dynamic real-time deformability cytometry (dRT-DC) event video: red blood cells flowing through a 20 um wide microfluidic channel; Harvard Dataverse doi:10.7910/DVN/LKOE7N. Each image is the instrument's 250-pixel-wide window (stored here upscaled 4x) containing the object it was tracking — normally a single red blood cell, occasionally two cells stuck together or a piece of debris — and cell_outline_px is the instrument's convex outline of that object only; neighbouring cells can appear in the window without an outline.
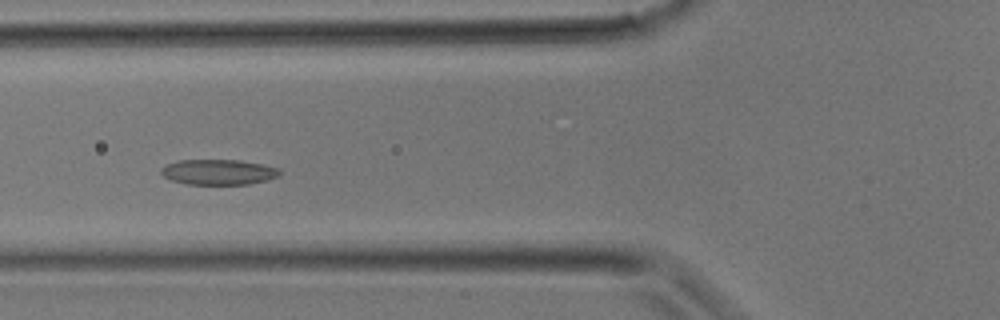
{"species": "common noctule bat (a hibernating species)", "species_latin": "Nyctalus noctula", "temperature_condition": "room temperature", "stored_images_in_passage": 26, "camera_frame_rate_fps": 3000, "um_per_image_px": 0.085, "animal": {"sex": "male", "body_mass_g": 17.9}, "frame": {"image": 1, "passage_image": 5, "time_ms": 1.333, "image_size_px": [1000, 320], "cell_outline_px": [[280, 172], [276, 176], [268, 180], [248, 184], [184, 184], [172, 180], [164, 176], [160, 172], [160, 168], [168, 164], [180, 160], [240, 160], [280, 168]], "centroid_in_image_um": [18.55, 14.62], "position_along_channel_um": 107.2, "area_um2": 17.4}}
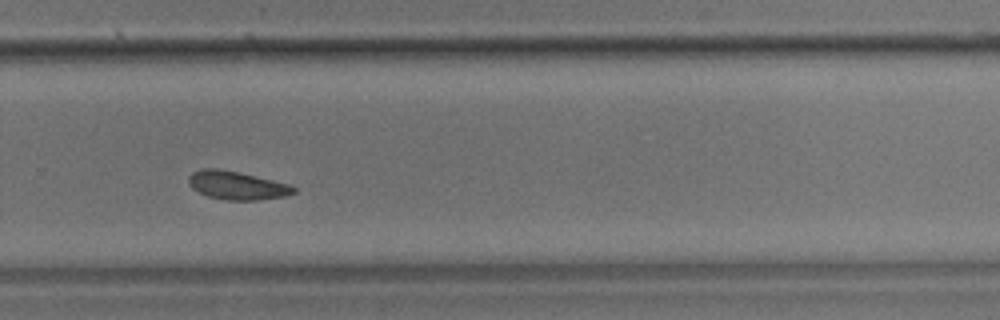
{"frame": {"image": 2, "passage_image": 15, "time_ms": 4.667, "image_size_px": [1000, 320], "cell_outline_px": [[296, 192], [284, 196], [260, 200], [224, 200], [208, 196], [192, 188], [188, 180], [188, 176], [192, 172], [200, 168], [216, 168], [256, 176], [288, 184], [296, 188]], "centroid_in_image_um": [20.11, 15.76], "position_along_channel_um": 309.7, "area_um2": 17.22}}
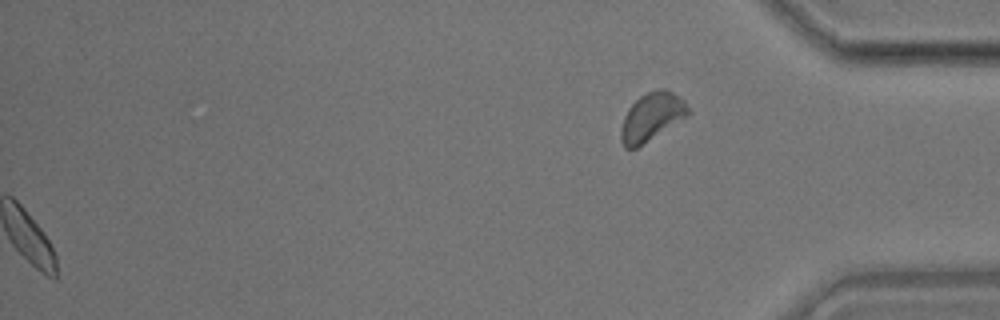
{"frame": {"image": 3, "passage_image": 26, "time_ms": 8.333, "image_size_px": [1000, 320], "cell_outline_px": [[692, 112], [688, 116], [636, 148], [624, 148], [620, 140], [620, 128], [624, 116], [628, 108], [640, 96], [656, 88], [664, 88], [672, 92], [684, 100]], "centroid_in_image_um": [55.39, 9.92], "position_along_channel_um": 379.8, "area_um2": 18.9}}